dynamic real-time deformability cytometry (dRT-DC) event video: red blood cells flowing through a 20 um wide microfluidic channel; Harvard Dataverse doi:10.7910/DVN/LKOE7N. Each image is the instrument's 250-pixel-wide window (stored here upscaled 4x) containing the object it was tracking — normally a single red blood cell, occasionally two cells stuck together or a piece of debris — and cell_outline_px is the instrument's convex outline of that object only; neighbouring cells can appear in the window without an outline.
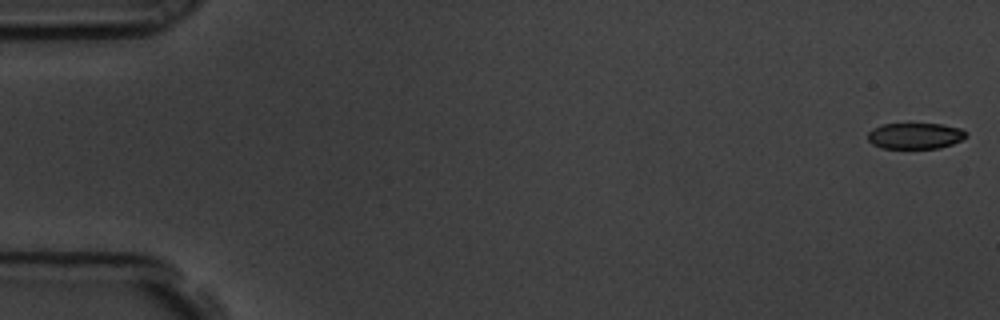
{"species": "common noctule bat (a hibernating species)", "species_latin": "Nyctalus noctula", "temperature_condition": "room temperature", "stored_images_in_passage": 57, "camera_frame_rate_fps": 3000, "um_per_image_px": 0.085, "animal": {"sex": "male", "body_mass_g": 19.5, "forearm_length_mm": 54.6}, "frame": {"image": 1, "passage_image": 1, "time_ms": 0.0, "image_size_px": [1000, 320], "cell_outline_px": [[968, 136], [952, 144], [940, 148], [880, 148], [872, 144], [868, 140], [868, 132], [872, 128], [884, 124], [940, 124], [960, 128], [968, 132]], "centroid_in_image_um": [77.79, 11.55], "position_along_channel_um": 7.2, "area_um2": 14.97}}
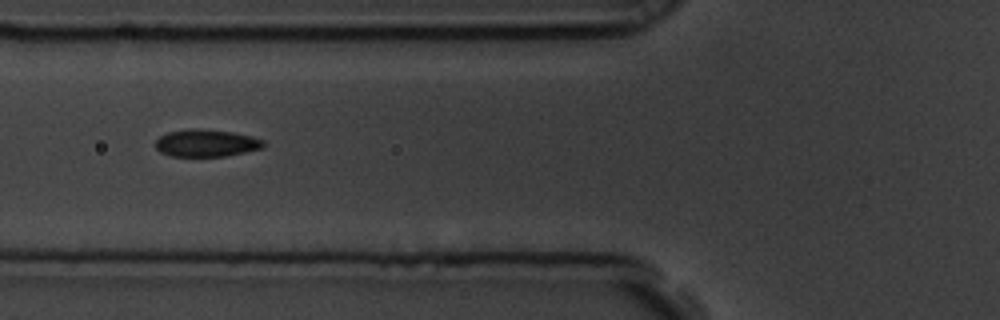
{"frame": {"image": 2, "passage_image": 22, "time_ms": 7.0, "image_size_px": [1000, 320], "cell_outline_px": [[264, 148], [224, 156], [172, 156], [160, 152], [156, 148], [156, 140], [160, 136], [168, 132], [188, 128], [196, 128], [232, 132], [252, 136], [264, 140]], "centroid_in_image_um": [17.53, 12.15], "position_along_channel_um": 108.3, "area_um2": 17.17}}
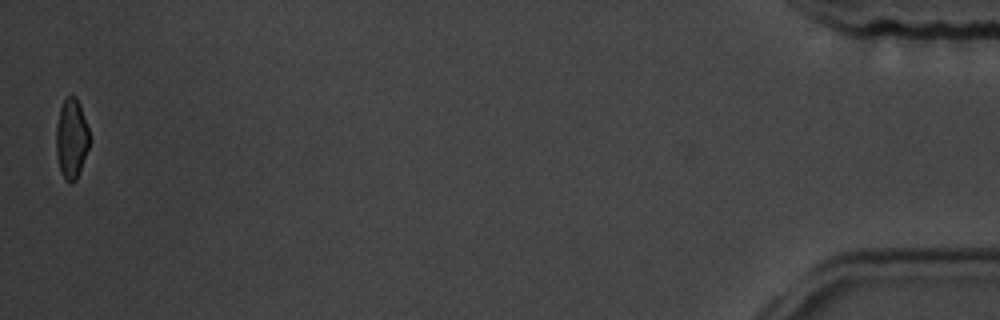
{"frame": {"image": 3, "passage_image": 57, "time_ms": 18.667, "image_size_px": [1000, 320], "cell_outline_px": [[92, 140], [76, 180], [72, 184], [64, 180], [56, 156], [56, 124], [60, 108], [64, 100], [68, 96], [76, 96], [80, 104]], "centroid_in_image_um": [6.09, 11.8], "position_along_channel_um": 429.1, "area_um2": 15.78}, "authors_computed_cell_mechanics": {"area_um2": 16.8776, "velocity_mm_per_s": 3.5679, "shape_relaxation_time_tau1_ms": 2.9751, "shape_relaxation_time_tau2_ms": 1.8944, "deformation_change_tau1": 0.1177, "deformation_change_tau2": 0.055}}